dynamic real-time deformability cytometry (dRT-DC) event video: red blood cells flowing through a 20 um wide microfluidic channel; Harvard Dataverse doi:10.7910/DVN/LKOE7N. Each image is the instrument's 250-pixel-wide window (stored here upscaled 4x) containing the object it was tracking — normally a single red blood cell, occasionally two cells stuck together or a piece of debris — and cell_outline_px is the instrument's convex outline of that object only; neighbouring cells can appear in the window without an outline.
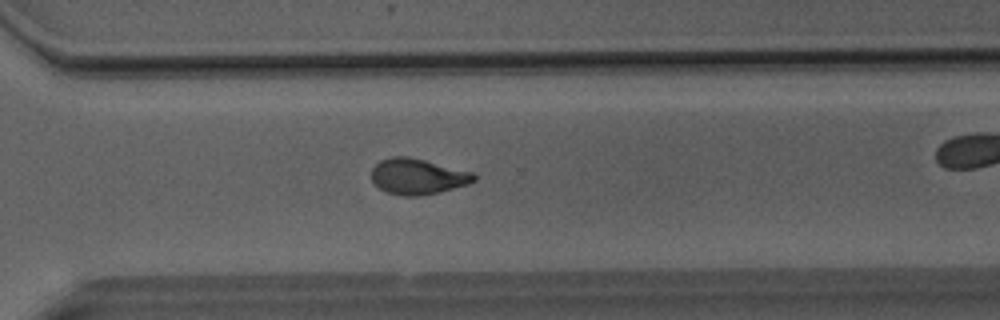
{"species": "Egyptian fruit bat (a non-hibernating species)", "species_latin": "Rousettus aegyptiacus", "temperature_condition": "room temperature", "stored_images_in_passage": 52, "camera_frame_rate_fps": 3000, "um_per_image_px": 0.085, "animal": {"sex": "male"}, "frame": {"image": 1, "passage_image": 37, "time_ms": 12.0, "image_size_px": [1000, 320], "cell_outline_px": [[476, 180], [468, 184], [440, 192], [424, 196], [404, 196], [388, 192], [380, 188], [372, 180], [372, 168], [380, 160], [392, 156], [408, 156], [472, 172], [476, 176]], "centroid_in_image_um": [35.5, 15.0], "position_along_channel_um": 335.1, "area_um2": 21.27}, "authors_computed_cell_mechanics": {"area_um2": 21.6461, "velocity_mm_per_s": 4.0989, "shape_relaxation_time_tau1_ms": 4.7886, "shape_relaxation_time_tau2_ms": 2.3949, "deformation_change_tau1": 0.1747, "deformation_change_tau2": 0.091}}